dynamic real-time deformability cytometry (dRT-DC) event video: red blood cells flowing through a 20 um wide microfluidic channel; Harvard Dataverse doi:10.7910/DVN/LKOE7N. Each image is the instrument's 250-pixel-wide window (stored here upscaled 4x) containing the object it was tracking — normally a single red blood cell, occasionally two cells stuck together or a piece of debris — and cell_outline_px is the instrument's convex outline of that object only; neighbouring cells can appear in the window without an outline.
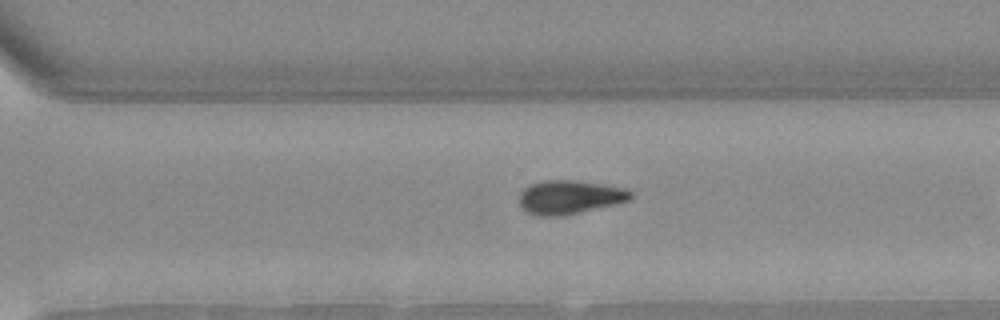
{"species": "Egyptian fruit bat (a non-hibernating species)", "species_latin": "Rousettus aegyptiacus", "temperature_condition": "warm", "stored_images_in_passage": 34, "camera_frame_rate_fps": 3000, "um_per_image_px": 0.085, "animal": {"sex": "female"}, "frame": {"image": 1, "passage_image": 30, "time_ms": 9.667, "image_size_px": [1000, 320], "cell_outline_px": [[632, 196], [628, 200], [564, 216], [536, 216], [524, 212], [520, 208], [520, 192], [524, 188], [532, 184], [544, 180], [572, 180], [600, 184], [624, 188], [632, 192]], "centroid_in_image_um": [48.34, 16.77], "position_along_channel_um": 322.3, "area_um2": 21.73}}
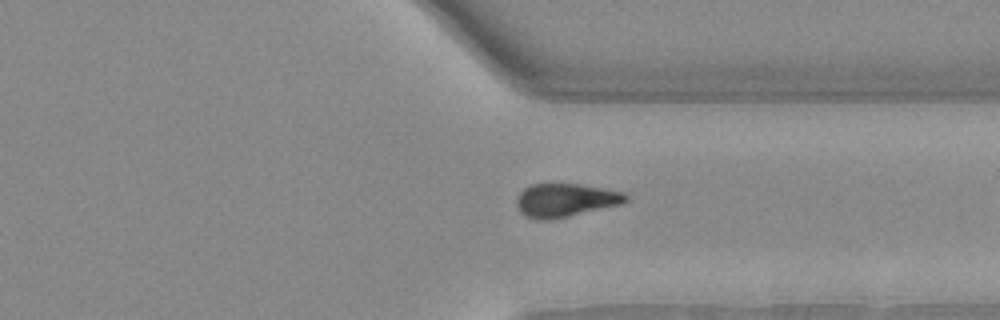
{"frame": {"image": 2, "passage_image": 33, "time_ms": 10.667, "image_size_px": [1000, 320], "cell_outline_px": [[628, 200], [620, 204], [568, 216], [548, 220], [544, 220], [524, 216], [520, 212], [516, 204], [516, 200], [520, 192], [524, 188], [532, 184], [580, 184], [624, 192], [628, 196]], "centroid_in_image_um": [48.04, 17.01], "position_along_channel_um": 363.4, "area_um2": 21.04}}